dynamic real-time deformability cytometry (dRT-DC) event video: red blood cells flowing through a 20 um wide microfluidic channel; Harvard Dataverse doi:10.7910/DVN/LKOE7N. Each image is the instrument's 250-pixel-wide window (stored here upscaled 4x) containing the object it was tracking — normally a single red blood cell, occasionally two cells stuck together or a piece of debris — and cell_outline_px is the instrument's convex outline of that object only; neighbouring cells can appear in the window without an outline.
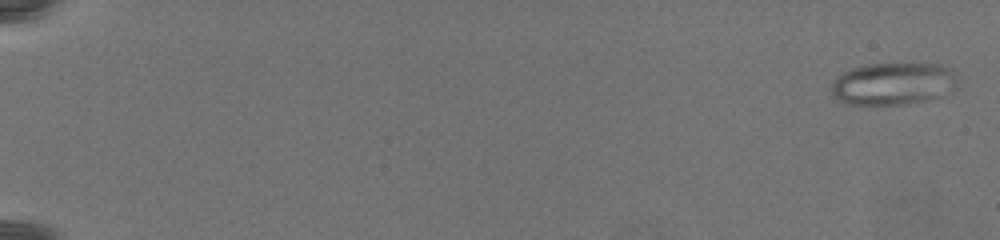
{"species": "common noctule bat (a hibernating species)", "species_latin": "Nyctalus noctula", "temperature_condition": "warm", "stored_images_in_passage": 79, "camera_frame_rate_fps": 3000, "um_per_image_px": 0.085, "animal": {"sex": "female", "body_mass_g": 19.5, "forearm_length_mm": 54.1}, "frame": {"image": 1, "passage_image": 2, "time_ms": 0.333, "image_size_px": [1000, 240], "cell_outline_px": [[956, 88], [944, 96], [928, 100], [904, 104], [844, 104], [836, 100], [828, 88], [836, 76], [852, 68], [864, 64], [940, 64], [952, 68], [956, 72]], "centroid_in_image_um": [75.91, 7.12], "position_along_channel_um": 9.1, "area_um2": 31.73}}
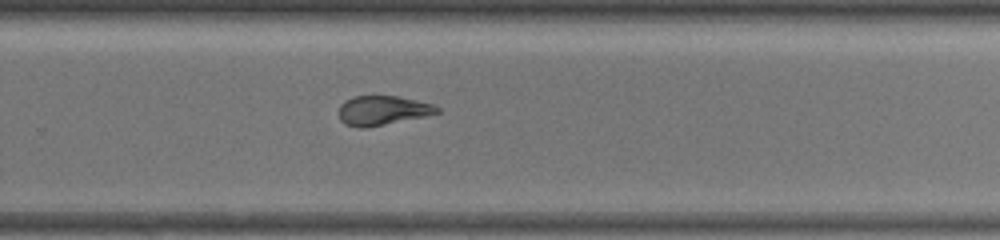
{"frame": {"image": 2, "passage_image": 56, "time_ms": 18.333, "image_size_px": [1000, 240], "cell_outline_px": [[440, 112], [424, 116], [368, 128], [360, 128], [344, 124], [340, 120], [340, 104], [344, 100], [352, 96], [396, 96], [416, 100], [432, 104], [440, 108]], "centroid_in_image_um": [32.49, 9.39], "position_along_channel_um": 297.3, "area_um2": 16.82}}
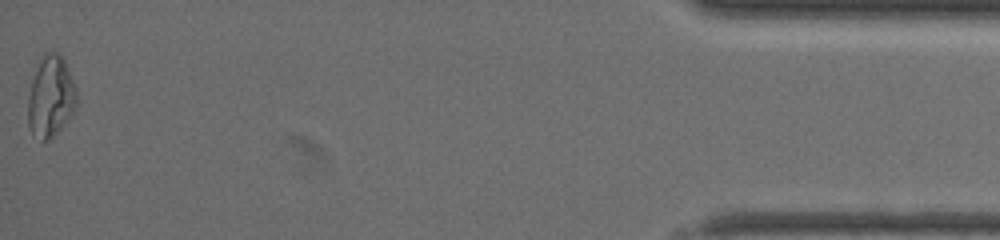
{"frame": {"image": 3, "passage_image": 79, "time_ms": 26.0, "image_size_px": [1000, 240], "cell_outline_px": [[76, 104], [68, 120], [48, 140], [44, 140], [32, 136], [28, 124], [28, 96], [32, 80], [40, 60], [44, 52], [60, 52], [64, 60], [76, 88]], "centroid_in_image_um": [4.29, 8.2], "position_along_channel_um": 430.9, "area_um2": 22.77}}